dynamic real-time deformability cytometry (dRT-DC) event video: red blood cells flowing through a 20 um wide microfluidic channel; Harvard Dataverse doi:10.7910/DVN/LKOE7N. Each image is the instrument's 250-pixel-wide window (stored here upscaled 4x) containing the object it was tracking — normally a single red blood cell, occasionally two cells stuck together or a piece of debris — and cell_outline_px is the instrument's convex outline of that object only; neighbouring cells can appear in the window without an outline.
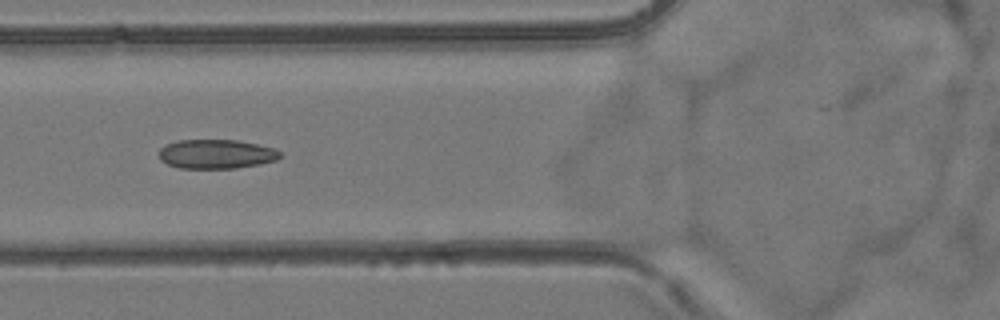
{"species": "common noctule bat (a hibernating species)", "species_latin": "Nyctalus noctula", "temperature_condition": "room temperature", "stored_images_in_passage": 7, "camera_frame_rate_fps": 3000, "um_per_image_px": 0.085, "animal": {"sex": "female", "body_mass_g": 24.6, "forearm_length_mm": 56.2}, "frame": {"image": 1, "passage_image": 6, "time_ms": 5.667, "image_size_px": [1000, 320], "cell_outline_px": [[280, 156], [276, 160], [260, 164], [236, 168], [180, 168], [168, 164], [160, 160], [160, 148], [164, 144], [180, 140], [236, 140], [256, 144], [272, 148], [280, 152]], "centroid_in_image_um": [18.35, 13.09], "position_along_channel_um": 107.4, "area_um2": 20.46}}
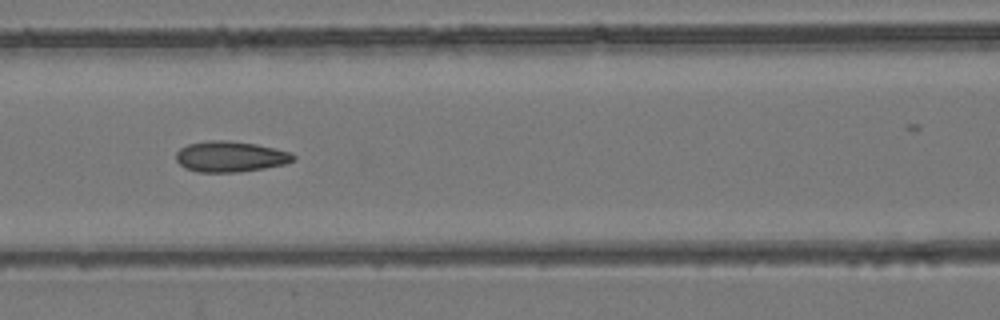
{"frame": {"image": 2, "passage_image": 7, "time_ms": 6.667, "image_size_px": [1000, 320], "cell_outline_px": [[296, 156], [292, 160], [284, 164], [264, 168], [236, 172], [200, 172], [184, 168], [176, 160], [176, 152], [180, 148], [188, 144], [208, 140], [228, 140], [256, 144], [276, 148], [288, 152]], "centroid_in_image_um": [19.54, 13.3], "position_along_channel_um": 147.1, "area_um2": 20.92}}